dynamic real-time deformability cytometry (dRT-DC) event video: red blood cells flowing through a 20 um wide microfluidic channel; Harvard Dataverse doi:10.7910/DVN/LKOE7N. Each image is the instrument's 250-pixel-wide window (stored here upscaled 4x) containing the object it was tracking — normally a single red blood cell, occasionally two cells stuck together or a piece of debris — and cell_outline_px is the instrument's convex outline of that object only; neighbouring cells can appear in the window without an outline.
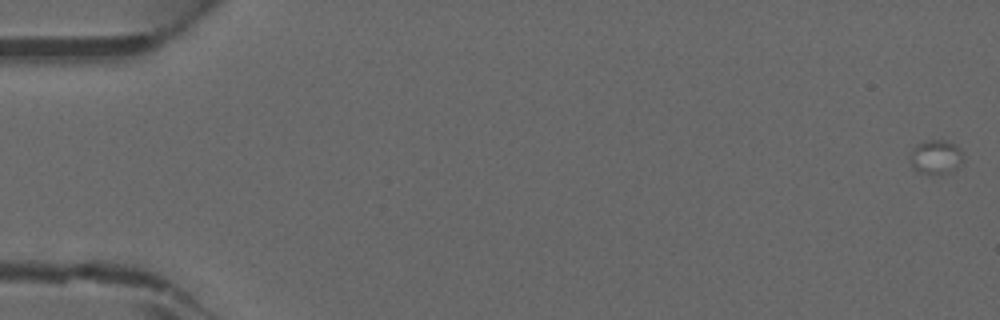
{"species": "common noctule bat (a hibernating species)", "species_latin": "Nyctalus noctula", "temperature_condition": "warm", "stored_images_in_passage": 7, "camera_frame_rate_fps": 3000, "um_per_image_px": 0.085, "animal": {"sex": "male", "forearm_length_mm": 52.5}, "frame": {"image": 1, "passage_image": 1, "time_ms": 0.0, "image_size_px": [1000, 320], "cell_outline_px": [[964, 156], [956, 168], [948, 172], [932, 176], [920, 172], [912, 168], [912, 148], [928, 140], [944, 140], [960, 148]], "centroid_in_image_um": [79.56, 13.37], "position_along_channel_um": 5.4, "area_um2": 10.35}}